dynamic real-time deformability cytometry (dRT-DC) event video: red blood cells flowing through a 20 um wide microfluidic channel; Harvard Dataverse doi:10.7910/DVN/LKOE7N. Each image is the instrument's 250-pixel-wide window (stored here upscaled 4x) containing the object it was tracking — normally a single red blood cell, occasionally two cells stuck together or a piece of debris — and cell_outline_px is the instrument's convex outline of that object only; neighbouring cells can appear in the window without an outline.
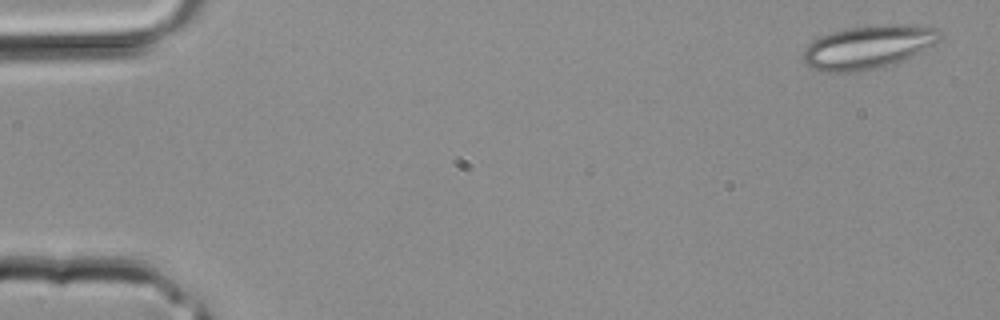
{"species": "common noctule bat (a hibernating species)", "species_latin": "Nyctalus noctula", "temperature_condition": "room temperature", "stored_images_in_passage": 2, "camera_frame_rate_fps": 3000, "um_per_image_px": 0.085, "animal": {"sex": "male", "body_mass_g": 20.4}, "frame": {"image": 1, "passage_image": 1, "time_ms": 0.0, "image_size_px": [1000, 320], "cell_outline_px": [[940, 40], [936, 44], [896, 64], [860, 72], [828, 72], [812, 68], [804, 64], [804, 52], [808, 44], [812, 40], [820, 36], [848, 28], [876, 24], [916, 24], [936, 28], [940, 32]], "centroid_in_image_um": [73.84, 4.0], "position_along_channel_um": 11.2, "area_um2": 34.97}}